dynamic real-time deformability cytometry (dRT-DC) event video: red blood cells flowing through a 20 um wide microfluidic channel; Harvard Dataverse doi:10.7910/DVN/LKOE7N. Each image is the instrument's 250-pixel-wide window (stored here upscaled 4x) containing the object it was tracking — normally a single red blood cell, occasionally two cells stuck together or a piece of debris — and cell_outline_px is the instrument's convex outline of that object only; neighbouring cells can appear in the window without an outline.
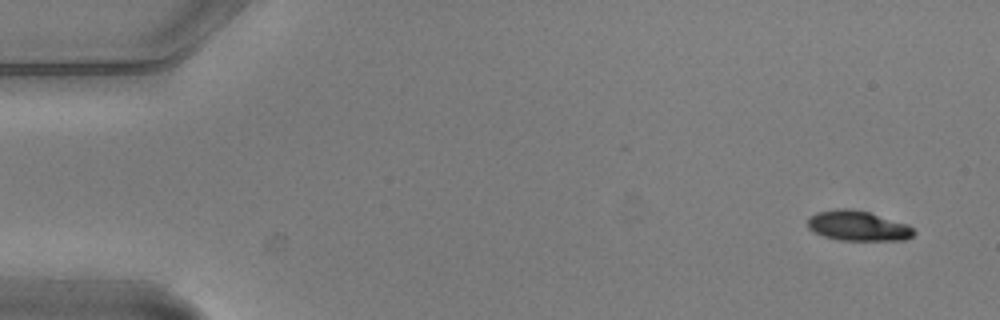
{"species": "common noctule bat (a hibernating species)", "species_latin": "Nyctalus noctula", "temperature_condition": "warm", "stored_images_in_passage": 4, "camera_frame_rate_fps": 3000, "um_per_image_px": 0.085, "animal": {"sex": "male", "body_mass_g": 20.5, "forearm_length_mm": 52.5}, "frame": {"image": 1, "passage_image": 1, "time_ms": 0.0, "image_size_px": [1000, 320], "cell_outline_px": [[916, 232], [912, 236], [904, 240], [840, 240], [824, 236], [812, 232], [808, 228], [808, 216], [816, 212], [836, 208], [848, 208], [868, 212], [908, 224]], "centroid_in_image_um": [72.89, 19.19], "position_along_channel_um": 12.1, "area_um2": 18.67}}
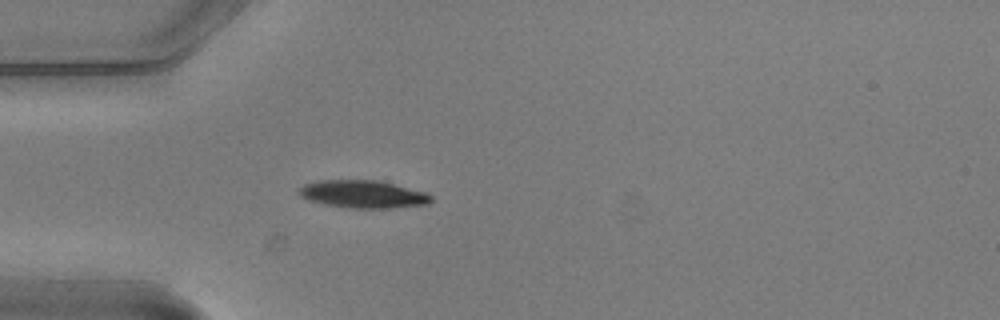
{"frame": {"image": 2, "passage_image": 4, "time_ms": 1.0, "image_size_px": [1000, 320], "cell_outline_px": [[432, 200], [428, 204], [388, 208], [352, 208], [328, 204], [312, 200], [300, 196], [296, 192], [304, 184], [320, 180], [380, 180], [428, 192], [432, 196]], "centroid_in_image_um": [30.91, 16.49], "position_along_channel_um": 54.1, "area_um2": 21.27}}